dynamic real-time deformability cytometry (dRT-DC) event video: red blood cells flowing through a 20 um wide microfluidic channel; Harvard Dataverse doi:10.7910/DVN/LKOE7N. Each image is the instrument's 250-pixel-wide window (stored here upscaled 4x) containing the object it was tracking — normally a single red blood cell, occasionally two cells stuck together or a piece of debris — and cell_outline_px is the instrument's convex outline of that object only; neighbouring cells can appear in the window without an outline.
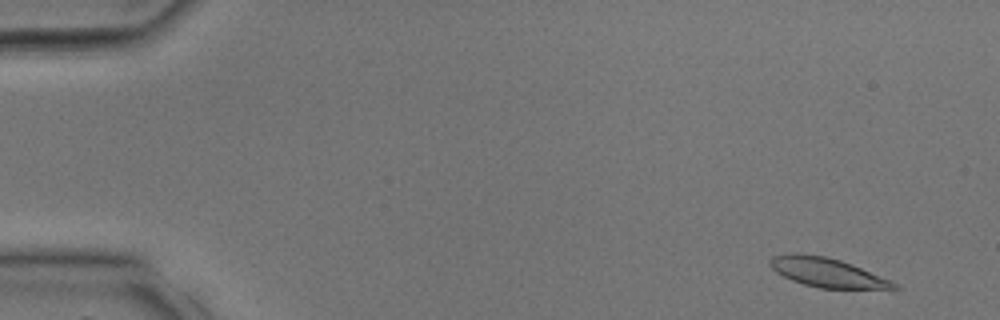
{"species": "common noctule bat (a hibernating species)", "species_latin": "Nyctalus noctula", "temperature_condition": "room temperature", "stored_images_in_passage": 11, "camera_frame_rate_fps": 3000, "um_per_image_px": 0.085, "animal": {"sex": "male", "body_mass_g": 17.9, "forearm_length_mm": 54.2}, "frame": {"image": 1, "passage_image": 2, "time_ms": 0.333, "image_size_px": [1000, 320], "cell_outline_px": [[900, 288], [820, 288], [804, 284], [792, 280], [776, 272], [768, 264], [768, 260], [772, 256], [824, 256], [840, 260], [852, 264], [888, 280], [896, 284]], "centroid_in_image_um": [70.29, 23.19], "position_along_channel_um": 14.7, "area_um2": 19.88}}